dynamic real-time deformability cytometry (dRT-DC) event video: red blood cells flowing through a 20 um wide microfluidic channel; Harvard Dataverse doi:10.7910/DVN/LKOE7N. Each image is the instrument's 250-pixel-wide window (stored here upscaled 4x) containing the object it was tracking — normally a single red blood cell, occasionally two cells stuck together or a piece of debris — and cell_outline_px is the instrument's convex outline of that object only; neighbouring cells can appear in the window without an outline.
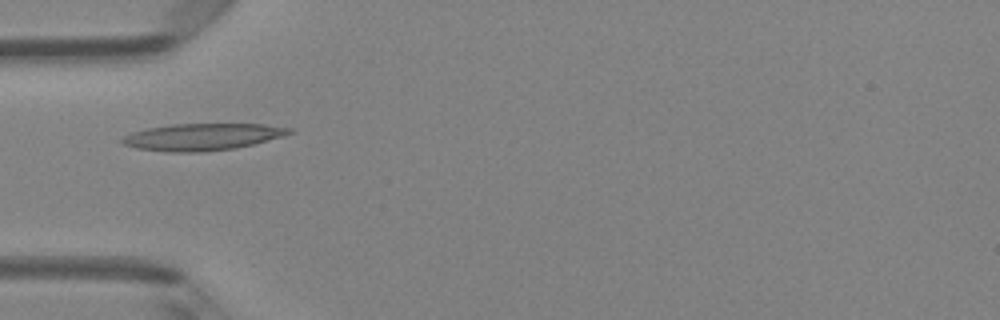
{"species": "Egyptian fruit bat (a non-hibernating species)", "species_latin": "Rousettus aegyptiacus", "temperature_condition": "room temperature", "stored_images_in_passage": 3, "camera_frame_rate_fps": 3000, "um_per_image_px": 0.085, "animal": {"sex": "female"}, "frame": {"image": 1, "passage_image": 2, "time_ms": 1.333, "image_size_px": [1000, 320], "cell_outline_px": [[296, 132], [284, 136], [236, 148], [204, 152], [168, 152], [136, 148], [124, 144], [120, 140], [124, 136], [132, 132], [148, 128], [172, 124], [264, 124], [292, 128]], "centroid_in_image_um": [17.24, 11.63], "position_along_channel_um": 67.8, "area_um2": 26.24}}
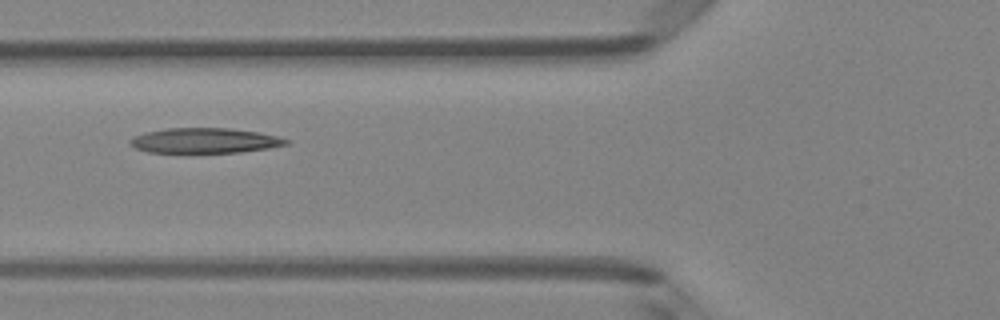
{"frame": {"image": 2, "passage_image": 3, "time_ms": 2.333, "image_size_px": [1000, 320], "cell_outline_px": [[288, 144], [268, 148], [240, 152], [148, 152], [136, 148], [128, 144], [128, 140], [132, 136], [144, 132], [168, 128], [228, 128], [260, 132], [276, 136], [288, 140]], "centroid_in_image_um": [17.34, 11.94], "position_along_channel_um": 108.5, "area_um2": 22.77}}